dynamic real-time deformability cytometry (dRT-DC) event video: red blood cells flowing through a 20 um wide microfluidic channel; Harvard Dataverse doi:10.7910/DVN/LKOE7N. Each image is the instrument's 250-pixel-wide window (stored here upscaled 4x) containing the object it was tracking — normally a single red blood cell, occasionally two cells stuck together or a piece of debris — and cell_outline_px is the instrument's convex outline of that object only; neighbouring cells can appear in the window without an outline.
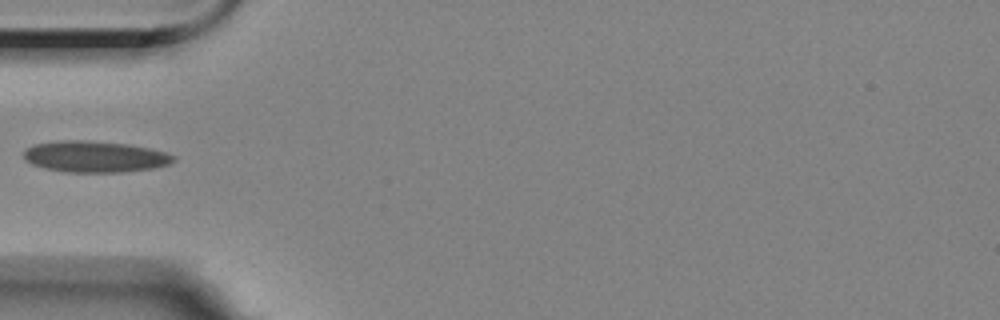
{"species": "Egyptian fruit bat (a non-hibernating species)", "species_latin": "Rousettus aegyptiacus", "temperature_condition": "room temperature", "stored_images_in_passage": 2, "camera_frame_rate_fps": 3000, "um_per_image_px": 0.085, "animal": {"sex": "female"}, "frame": {"image": 1, "passage_image": 1, "time_ms": 0.0, "image_size_px": [1000, 320], "cell_outline_px": [[176, 160], [168, 164], [152, 168], [124, 172], [64, 172], [44, 168], [32, 164], [24, 156], [24, 152], [32, 144], [56, 140], [88, 140], [128, 144], [148, 148], [164, 152], [176, 156]], "centroid_in_image_um": [8.06, 13.31], "position_along_channel_um": 76.9, "area_um2": 27.34}}
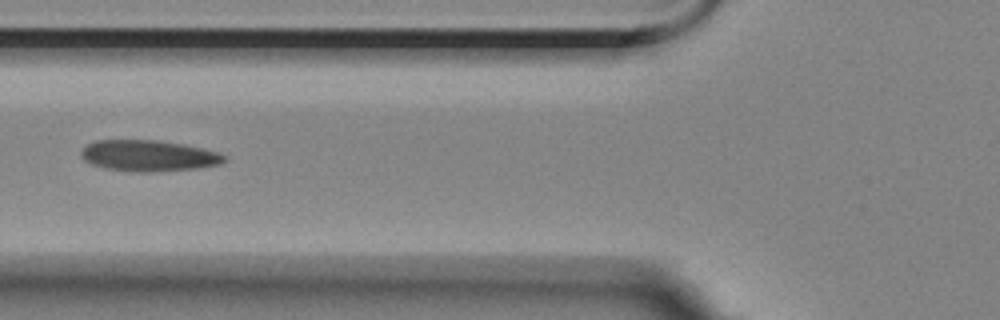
{"frame": {"image": 2, "passage_image": 2, "time_ms": 1.0, "image_size_px": [1000, 320], "cell_outline_px": [[228, 160], [220, 164], [196, 168], [144, 172], [104, 168], [92, 164], [84, 160], [80, 156], [80, 152], [88, 144], [96, 140], [160, 140], [184, 144], [216, 152], [228, 156]], "centroid_in_image_um": [12.63, 13.22], "position_along_channel_um": 113.2, "area_um2": 25.78}}